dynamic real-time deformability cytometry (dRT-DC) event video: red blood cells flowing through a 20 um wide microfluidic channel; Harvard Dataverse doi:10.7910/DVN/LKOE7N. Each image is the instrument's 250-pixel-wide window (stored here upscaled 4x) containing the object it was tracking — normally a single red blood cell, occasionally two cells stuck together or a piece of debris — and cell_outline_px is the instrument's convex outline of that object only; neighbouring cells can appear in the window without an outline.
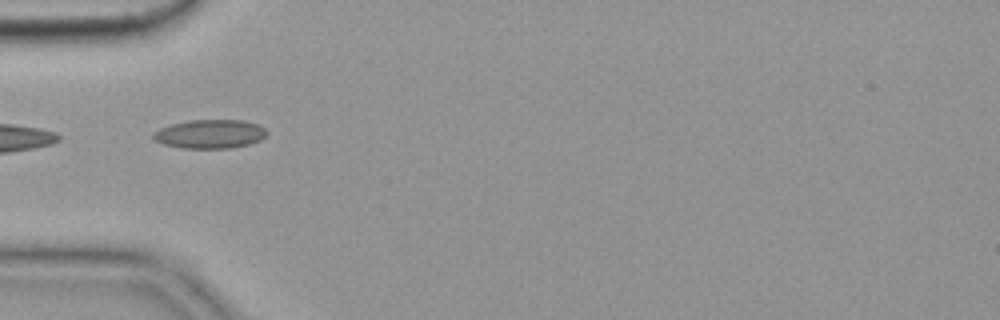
{"species": "common noctule bat (a hibernating species)", "species_latin": "Nyctalus noctula", "temperature_condition": "cold", "stored_images_in_passage": 22, "camera_frame_rate_fps": 3000, "um_per_image_px": 0.085, "animal": {"sex": "female", "body_mass_g": 19.9}, "frame": {"image": 1, "passage_image": 1, "time_ms": 0.0, "image_size_px": [1000, 320], "cell_outline_px": [[268, 132], [260, 140], [248, 144], [232, 148], [184, 148], [164, 144], [156, 140], [152, 136], [152, 132], [160, 128], [172, 124], [188, 120], [244, 120], [256, 124], [264, 128]], "centroid_in_image_um": [17.84, 11.38], "position_along_channel_um": 67.2, "area_um2": 18.96}}